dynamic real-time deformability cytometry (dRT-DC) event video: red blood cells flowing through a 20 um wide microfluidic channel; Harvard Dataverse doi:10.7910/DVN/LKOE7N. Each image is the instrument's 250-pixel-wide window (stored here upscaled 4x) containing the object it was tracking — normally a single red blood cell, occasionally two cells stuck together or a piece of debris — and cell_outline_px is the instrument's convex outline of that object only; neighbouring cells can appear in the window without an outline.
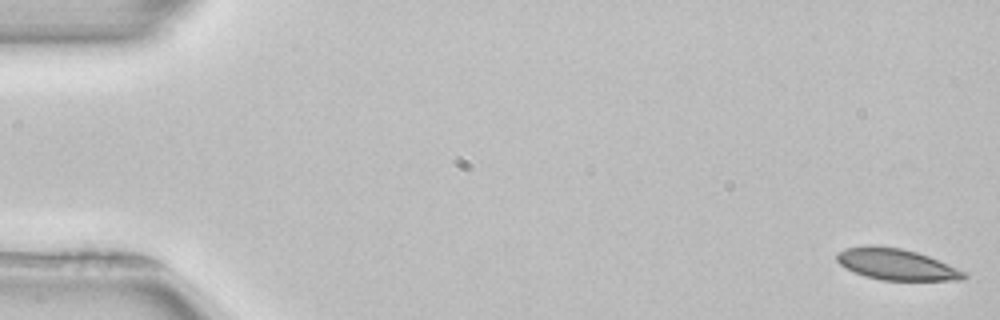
{"species": "common noctule bat (a hibernating species)", "species_latin": "Nyctalus noctula", "temperature_condition": "room temperature", "stored_images_in_passage": 52, "camera_frame_rate_fps": 3000, "um_per_image_px": 0.085, "animal": {"sex": "female", "body_mass_g": 22.7, "forearm_length_mm": 54.2}, "frame": {"image": 1, "passage_image": 1, "time_ms": 0.0, "image_size_px": [1000, 320], "cell_outline_px": [[968, 276], [964, 280], [880, 280], [864, 276], [840, 264], [836, 260], [836, 252], [844, 248], [868, 244], [872, 244], [900, 248], [916, 252], [928, 256], [968, 272]], "centroid_in_image_um": [76.19, 22.46], "position_along_channel_um": 8.8, "area_um2": 23.35}}
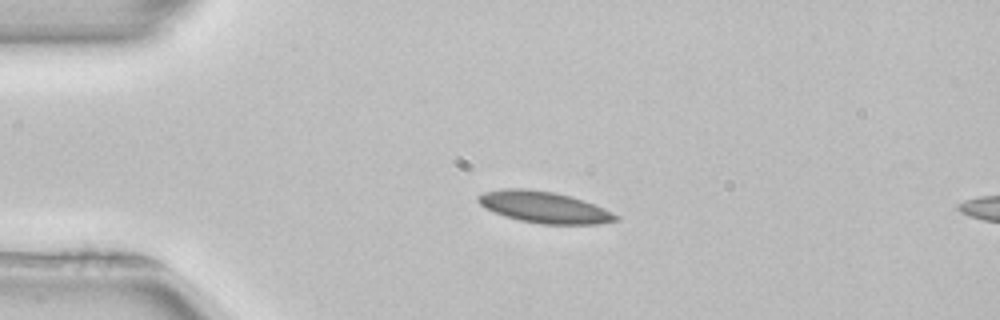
{"frame": {"image": 2, "passage_image": 12, "time_ms": 3.667, "image_size_px": [1000, 320], "cell_outline_px": [[620, 220], [596, 224], [540, 224], [520, 220], [504, 216], [484, 208], [476, 200], [476, 196], [484, 192], [500, 188], [524, 188], [556, 192], [572, 196], [584, 200], [612, 212], [620, 216]], "centroid_in_image_um": [46.23, 17.6], "position_along_channel_um": 38.8, "area_um2": 25.49}}
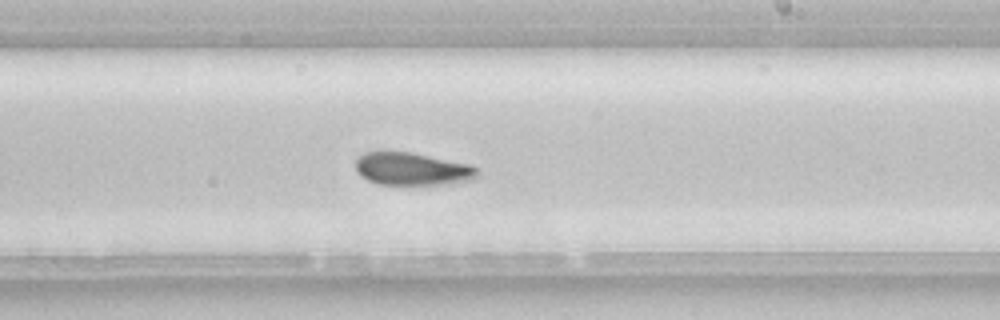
{"frame": {"image": 3, "passage_image": 31, "time_ms": 10.0, "image_size_px": [1000, 320], "cell_outline_px": [[480, 172], [472, 180], [452, 184], [376, 184], [360, 176], [356, 172], [356, 160], [364, 152], [380, 148], [412, 152], [472, 164]], "centroid_in_image_um": [35.0, 14.32], "position_along_channel_um": 254.0, "area_um2": 24.1}, "authors_computed_cell_mechanics": {"area_um2": 23.8714, "velocity_mm_per_s": 3.924, "shape_relaxation_time_tau1_ms": 4.2019, "shape_relaxation_time_tau2_ms": 4.7356, "deformation_change_tau1": 0.1147, "deformation_change_tau2": 0.0886}}